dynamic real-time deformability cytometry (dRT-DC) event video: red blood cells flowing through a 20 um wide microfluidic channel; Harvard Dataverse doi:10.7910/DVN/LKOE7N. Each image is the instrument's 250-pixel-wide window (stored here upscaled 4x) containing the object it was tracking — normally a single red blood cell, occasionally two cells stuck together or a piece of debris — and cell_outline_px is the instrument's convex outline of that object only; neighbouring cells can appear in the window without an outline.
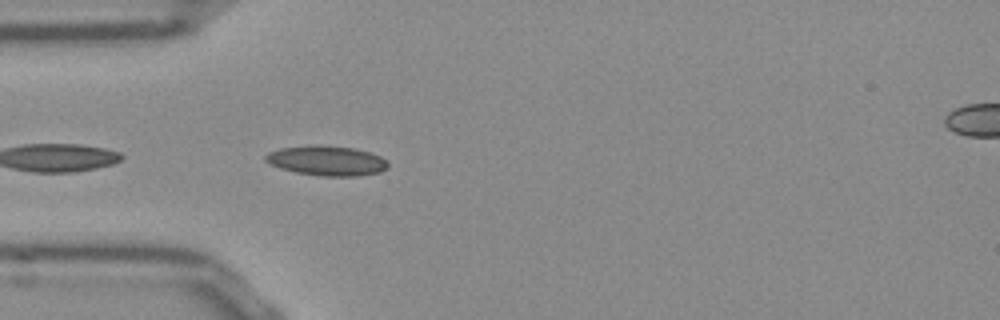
{"species": "Egyptian fruit bat (a non-hibernating species)", "species_latin": "Rousettus aegyptiacus", "temperature_condition": "room temperature", "stored_images_in_passage": 5, "camera_frame_rate_fps": 3000, "um_per_image_px": 0.085, "frame": {"image": 1, "passage_image": 2, "time_ms": 0.333, "image_size_px": [1000, 320], "cell_outline_px": [[388, 168], [380, 172], [356, 176], [324, 176], [296, 172], [280, 168], [264, 160], [264, 156], [268, 152], [280, 148], [316, 144], [320, 144], [352, 148], [368, 152], [380, 156], [388, 164]], "centroid_in_image_um": [27.75, 13.65], "position_along_channel_um": 57.2, "area_um2": 21.21}}